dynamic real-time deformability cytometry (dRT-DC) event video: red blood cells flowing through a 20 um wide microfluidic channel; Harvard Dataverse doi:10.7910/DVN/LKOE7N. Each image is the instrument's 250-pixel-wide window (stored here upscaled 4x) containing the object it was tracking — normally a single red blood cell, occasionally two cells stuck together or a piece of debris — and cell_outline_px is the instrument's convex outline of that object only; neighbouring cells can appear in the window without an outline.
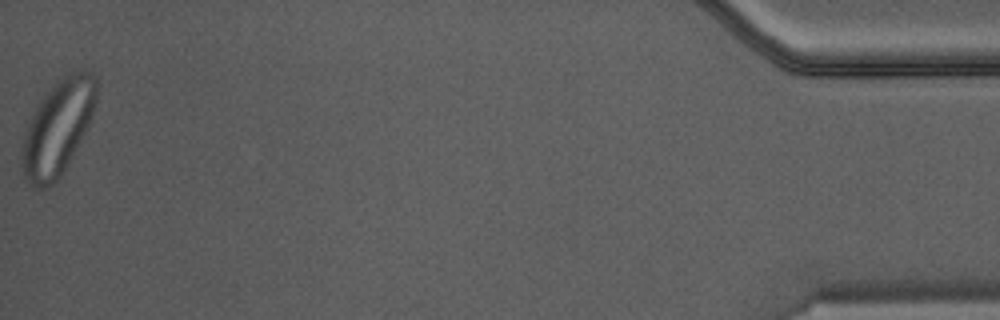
{"species": "Egyptian fruit bat (a non-hibernating species)", "species_latin": "Rousettus aegyptiacus", "temperature_condition": "warm", "stored_images_in_passage": 36, "camera_frame_rate_fps": 3000, "um_per_image_px": 0.085, "animal": {"sex": "male"}, "frame": {"image": 1, "passage_image": 36, "time_ms": 11.667, "image_size_px": [1000, 320], "cell_outline_px": [[100, 84], [96, 100], [88, 124], [64, 172], [48, 188], [32, 188], [24, 180], [20, 156], [20, 152], [24, 132], [28, 120], [36, 104], [56, 80], [80, 68], [88, 68], [92, 72]], "centroid_in_image_um": [4.89, 10.82], "position_along_channel_um": 430.3, "area_um2": 42.02}}